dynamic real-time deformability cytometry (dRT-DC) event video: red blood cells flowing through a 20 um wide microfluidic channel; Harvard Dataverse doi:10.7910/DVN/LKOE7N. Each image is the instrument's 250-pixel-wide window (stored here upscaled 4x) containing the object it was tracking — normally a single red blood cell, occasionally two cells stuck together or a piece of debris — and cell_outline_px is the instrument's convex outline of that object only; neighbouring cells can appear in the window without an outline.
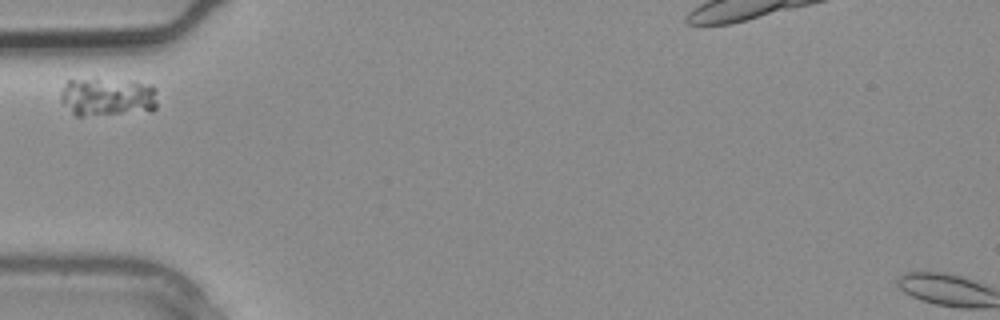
{"species": "common noctule bat (a hibernating species)", "species_latin": "Nyctalus noctula", "temperature_condition": "warm", "stored_images_in_passage": 1, "camera_frame_rate_fps": 3000, "um_per_image_px": 0.085, "animal": {"sex": "male", "body_mass_g": 20.4}, "frame": {"image": 1, "passage_image": 1, "time_ms": 0.0, "image_size_px": [1000, 320], "cell_outline_px": [[156, 108], [152, 112], [80, 116], [76, 116], [60, 100], [60, 92], [64, 84], [68, 80], [96, 76], [152, 84], [156, 88]], "centroid_in_image_um": [9.15, 8.2], "position_along_channel_um": 75.8, "area_um2": 22.77}}